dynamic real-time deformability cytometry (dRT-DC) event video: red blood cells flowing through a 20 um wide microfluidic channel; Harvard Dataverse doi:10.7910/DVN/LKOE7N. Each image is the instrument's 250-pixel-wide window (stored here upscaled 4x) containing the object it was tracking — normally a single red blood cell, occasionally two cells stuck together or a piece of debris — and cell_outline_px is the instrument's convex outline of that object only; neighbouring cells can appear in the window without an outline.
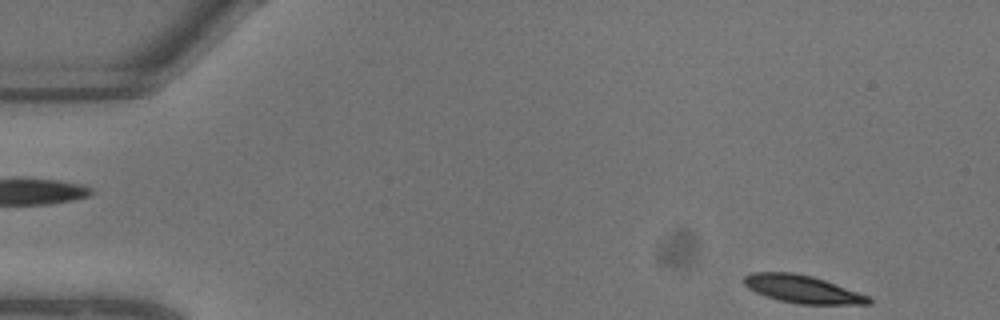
{"species": "common noctule bat (a hibernating species)", "species_latin": "Nyctalus noctula", "temperature_condition": "warm", "stored_images_in_passage": 8, "segment_of_instrument_passage": [2, 2], "camera_frame_rate_fps": 3000, "um_per_image_px": 0.085, "animal": {"sex": "male", "body_mass_g": 13.3}, "frame": {"image": 1, "passage_image": 8, "time_ms": 2.333, "image_size_px": [1000, 320], "cell_outline_px": [[872, 304], [796, 304], [764, 296], [748, 288], [744, 284], [744, 276], [752, 272], [792, 272], [812, 276], [824, 280], [868, 296], [872, 300]], "centroid_in_image_um": [68.17, 24.58], "position_along_channel_um": 16.8, "area_um2": 20.0}}